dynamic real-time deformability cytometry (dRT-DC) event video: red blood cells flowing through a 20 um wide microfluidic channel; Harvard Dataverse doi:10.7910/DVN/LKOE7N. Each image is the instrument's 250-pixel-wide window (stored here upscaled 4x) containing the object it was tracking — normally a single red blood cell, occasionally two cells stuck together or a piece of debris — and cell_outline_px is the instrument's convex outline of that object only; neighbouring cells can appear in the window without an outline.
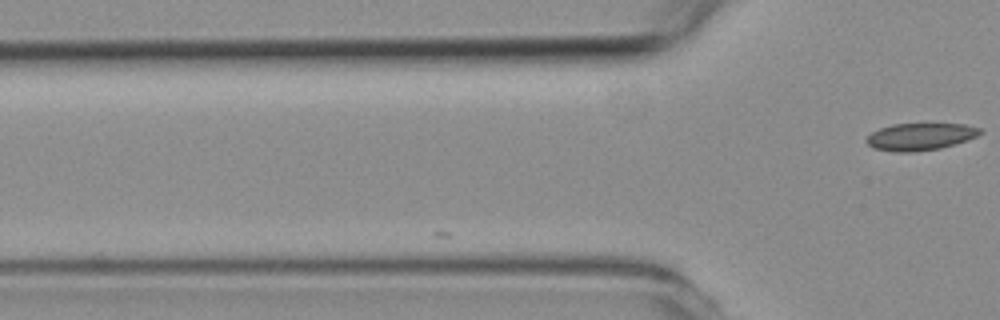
{"species": "common noctule bat (a hibernating species)", "species_latin": "Nyctalus noctula", "temperature_condition": "room temperature", "stored_images_in_passage": 2, "camera_frame_rate_fps": 3000, "um_per_image_px": 0.085, "animal": {"sex": "female", "body_mass_g": 19.3, "forearm_length_mm": 54.1}, "frame": {"image": 1, "passage_image": 2, "time_ms": 2.0, "image_size_px": [1000, 320], "cell_outline_px": [[984, 132], [976, 136], [956, 144], [940, 148], [916, 152], [892, 152], [872, 148], [864, 140], [872, 132], [880, 128], [892, 124], [964, 124], [984, 128]], "centroid_in_image_um": [78.23, 11.62], "position_along_channel_um": 47.6, "area_um2": 18.21}}